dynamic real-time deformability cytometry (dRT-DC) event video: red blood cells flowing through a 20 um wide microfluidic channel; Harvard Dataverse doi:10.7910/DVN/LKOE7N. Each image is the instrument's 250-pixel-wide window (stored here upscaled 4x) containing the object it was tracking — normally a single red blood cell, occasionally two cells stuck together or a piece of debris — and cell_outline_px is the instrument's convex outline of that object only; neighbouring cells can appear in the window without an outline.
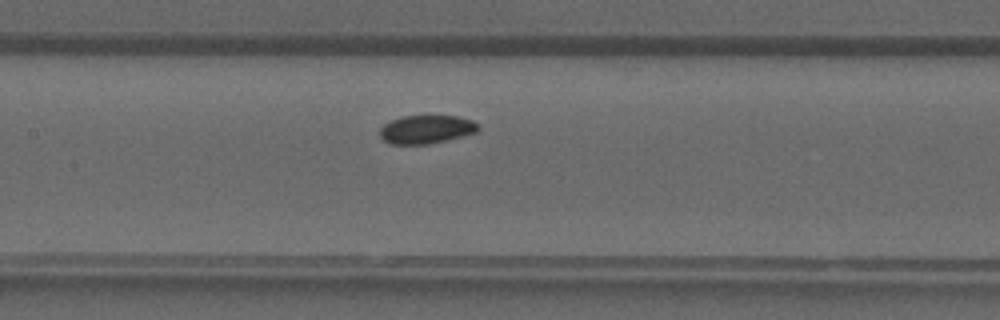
{"species": "common noctule bat (a hibernating species)", "species_latin": "Nyctalus noctula", "temperature_condition": "warm", "stored_images_in_passage": 35, "camera_frame_rate_fps": 3000, "um_per_image_px": 0.085, "animal": {"sex": "male", "forearm_length_mm": 52.5}, "frame": {"image": 1, "passage_image": 14, "time_ms": 4.333, "image_size_px": [1000, 320], "cell_outline_px": [[480, 128], [476, 132], [464, 136], [428, 144], [388, 144], [380, 136], [380, 128], [384, 124], [400, 116], [460, 116], [472, 120], [480, 124]], "centroid_in_image_um": [36.26, 10.99], "position_along_channel_um": 171.1, "area_um2": 16.42}}
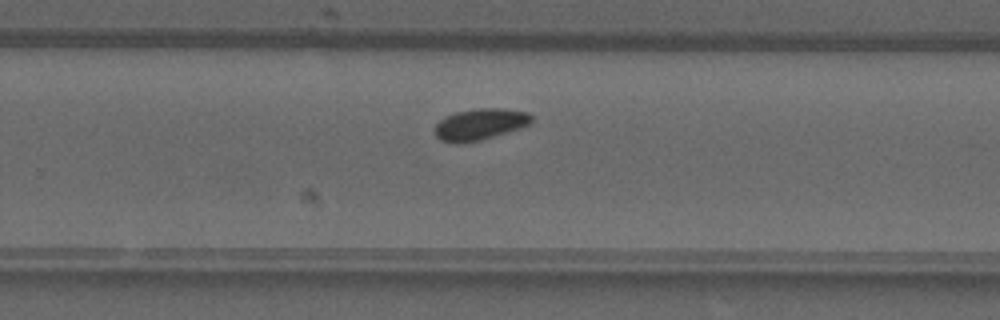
{"frame": {"image": 2, "passage_image": 21, "time_ms": 6.667, "image_size_px": [1000, 320], "cell_outline_px": [[532, 124], [520, 128], [480, 140], [460, 144], [452, 144], [440, 140], [436, 136], [436, 124], [444, 116], [456, 112], [476, 108], [500, 108], [528, 112], [532, 116]], "centroid_in_image_um": [40.79, 10.57], "position_along_channel_um": 289.0, "area_um2": 17.8}}
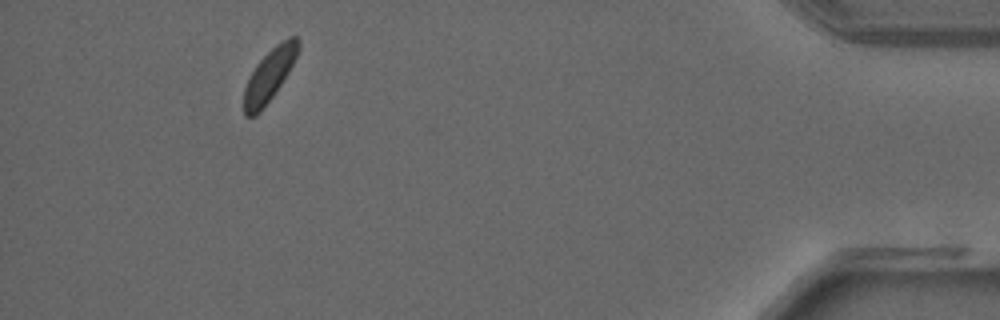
{"frame": {"image": 3, "passage_image": 32, "time_ms": 10.333, "image_size_px": [1000, 320], "cell_outline_px": [[300, 48], [288, 72], [272, 96], [260, 112], [256, 116], [244, 116], [244, 88], [256, 64], [276, 44], [288, 36], [296, 36], [300, 40]], "centroid_in_image_um": [22.9, 6.36], "position_along_channel_um": 412.3, "area_um2": 16.24}}